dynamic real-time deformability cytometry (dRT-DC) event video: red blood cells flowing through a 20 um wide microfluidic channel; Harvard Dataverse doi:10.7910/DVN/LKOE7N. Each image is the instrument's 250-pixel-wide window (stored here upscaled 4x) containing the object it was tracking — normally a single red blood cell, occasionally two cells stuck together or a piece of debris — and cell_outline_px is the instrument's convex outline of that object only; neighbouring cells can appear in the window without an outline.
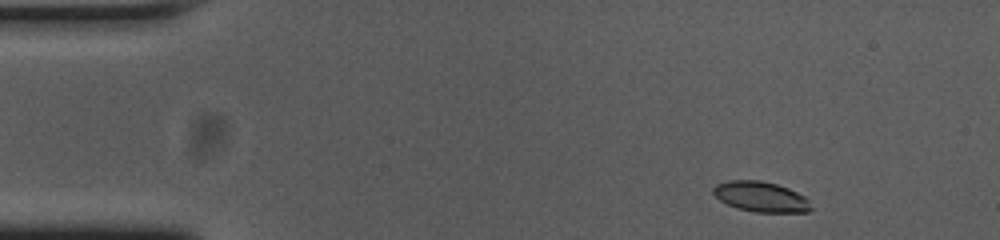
{"species": "common noctule bat (a hibernating species)", "species_latin": "Nyctalus noctula", "temperature_condition": "cold", "stored_images_in_passage": 50, "camera_frame_rate_fps": 3000, "um_per_image_px": 0.085, "animal": {"sex": "female", "body_mass_g": 23.0, "forearm_length_mm": 53.4}, "frame": {"image": 1, "passage_image": 2, "time_ms": 0.333, "image_size_px": [1000, 240], "cell_outline_px": [[812, 208], [808, 212], [756, 212], [736, 208], [720, 200], [712, 192], [712, 188], [716, 184], [728, 180], [760, 180], [776, 184], [788, 188], [804, 196], [808, 200]], "centroid_in_image_um": [64.65, 16.72], "position_along_channel_um": 20.3, "area_um2": 17.22}}
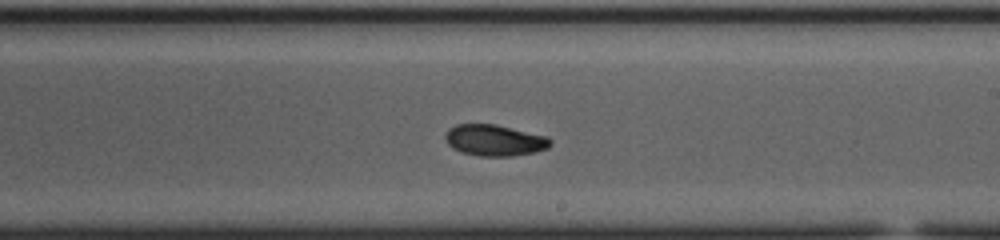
{"frame": {"image": 2, "passage_image": 27, "time_ms": 8.667, "image_size_px": [1000, 240], "cell_outline_px": [[552, 144], [548, 148], [536, 152], [512, 156], [480, 156], [460, 152], [452, 148], [448, 144], [444, 136], [448, 128], [456, 124], [496, 124], [548, 136], [552, 140]], "centroid_in_image_um": [42.05, 11.92], "position_along_channel_um": 247.0, "area_um2": 19.42}}
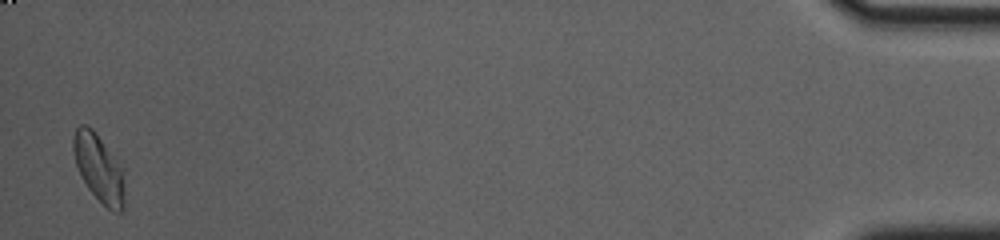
{"frame": {"image": 3, "passage_image": 49, "time_ms": 16.0, "image_size_px": [1000, 240], "cell_outline_px": [[124, 212], [112, 212], [88, 188], [76, 164], [72, 148], [72, 136], [76, 128], [80, 124], [84, 124], [92, 128], [96, 132], [124, 168]], "centroid_in_image_um": [8.43, 14.26], "position_along_channel_um": 426.8, "area_um2": 20.4}, "authors_computed_cell_mechanics": {"area_um2": 18.6983, "velocity_mm_per_s": 3.74, "shape_relaxation_time_tau1_ms": 3.2469, "shape_relaxation_time_tau2_ms": 4.9825, "deformation_change_tau1": 0.1203, "deformation_change_tau2": 0.0791}}